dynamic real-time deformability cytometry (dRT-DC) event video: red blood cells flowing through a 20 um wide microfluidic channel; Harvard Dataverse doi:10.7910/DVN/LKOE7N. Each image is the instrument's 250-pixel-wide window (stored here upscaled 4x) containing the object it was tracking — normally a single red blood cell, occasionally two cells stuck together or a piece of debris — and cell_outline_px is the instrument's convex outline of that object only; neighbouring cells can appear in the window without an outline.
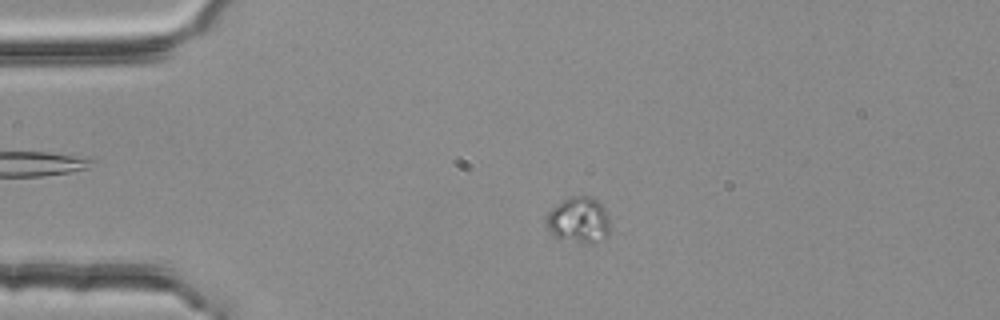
{"species": "common noctule bat (a hibernating species)", "species_latin": "Nyctalus noctula", "temperature_condition": "room temperature", "stored_images_in_passage": 49, "camera_frame_rate_fps": 3000, "um_per_image_px": 0.085, "animal": {"sex": "female", "body_mass_g": 25.1}, "frame": {"image": 1, "passage_image": 13, "time_ms": 4.0, "image_size_px": [1000, 320], "cell_outline_px": [[608, 236], [584, 244], [552, 236], [548, 232], [544, 220], [544, 216], [552, 208], [564, 200], [572, 196], [588, 196], [596, 200], [600, 204], [608, 216]], "centroid_in_image_um": [49.11, 18.71], "position_along_channel_um": 35.9, "area_um2": 16.94}, "authors_computed_cell_mechanics": {"area_um2": 10.2884, "velocity_mm_per_s": 3.7341, "shape_relaxation_time_tau1_ms": 1.2679, "shape_relaxation_time_tau2_ms": null, "deformation_change_tau1": 0.0198, "deformation_change_tau2": null}}